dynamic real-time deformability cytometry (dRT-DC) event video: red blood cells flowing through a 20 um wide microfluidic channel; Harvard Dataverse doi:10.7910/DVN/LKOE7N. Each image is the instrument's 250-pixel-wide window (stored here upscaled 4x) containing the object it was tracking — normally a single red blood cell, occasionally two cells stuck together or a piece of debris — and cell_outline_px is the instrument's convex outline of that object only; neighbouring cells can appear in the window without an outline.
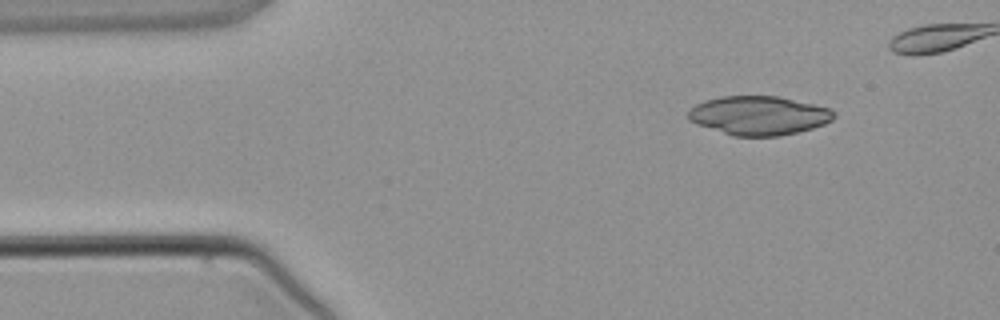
{"species": "common noctule bat (a hibernating species)", "species_latin": "Nyctalus noctula", "temperature_condition": "warm", "stored_images_in_passage": 3, "camera_frame_rate_fps": 3000, "um_per_image_px": 0.085, "animal": {"sex": "male", "body_mass_g": 21.5, "forearm_length_mm": 52.0}, "frame": {"image": 1, "passage_image": 2, "time_ms": 1.333, "image_size_px": [1000, 320], "cell_outline_px": [[836, 116], [832, 120], [824, 124], [812, 128], [796, 132], [776, 136], [732, 136], [696, 124], [688, 120], [688, 112], [696, 104], [720, 96], [780, 96], [832, 108], [836, 112]], "centroid_in_image_um": [64.53, 9.81], "position_along_channel_um": 20.5, "area_um2": 33.18}}